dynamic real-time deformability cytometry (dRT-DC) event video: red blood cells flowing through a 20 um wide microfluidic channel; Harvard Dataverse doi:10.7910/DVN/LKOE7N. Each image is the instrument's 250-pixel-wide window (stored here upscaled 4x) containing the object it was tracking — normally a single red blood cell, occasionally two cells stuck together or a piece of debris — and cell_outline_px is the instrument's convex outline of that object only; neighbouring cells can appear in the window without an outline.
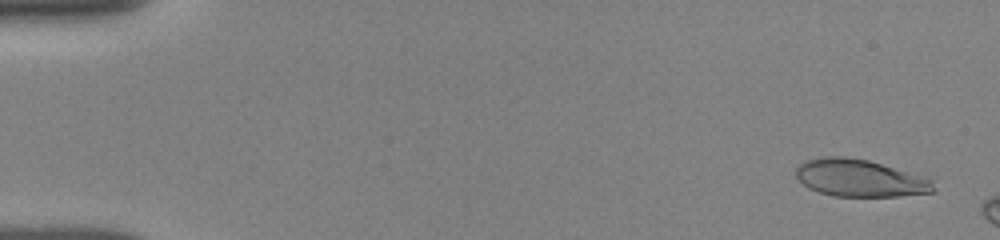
{"species": "human", "species_latin": "Homo sapiens", "temperature_condition": "room temperature", "stored_images_in_passage": 16, "camera_frame_rate_fps": 3000, "um_per_image_px": 0.085, "donor": {"sex": "female"}, "frame": {"image": 1, "passage_image": 3, "time_ms": 0.667, "image_size_px": [1000, 240], "cell_outline_px": [[936, 192], [900, 196], [832, 196], [808, 188], [796, 176], [796, 168], [804, 160], [828, 156], [844, 156], [868, 160], [920, 176], [932, 180], [936, 188]], "centroid_in_image_um": [73.07, 15.14], "position_along_channel_um": 11.9, "area_um2": 29.65}}